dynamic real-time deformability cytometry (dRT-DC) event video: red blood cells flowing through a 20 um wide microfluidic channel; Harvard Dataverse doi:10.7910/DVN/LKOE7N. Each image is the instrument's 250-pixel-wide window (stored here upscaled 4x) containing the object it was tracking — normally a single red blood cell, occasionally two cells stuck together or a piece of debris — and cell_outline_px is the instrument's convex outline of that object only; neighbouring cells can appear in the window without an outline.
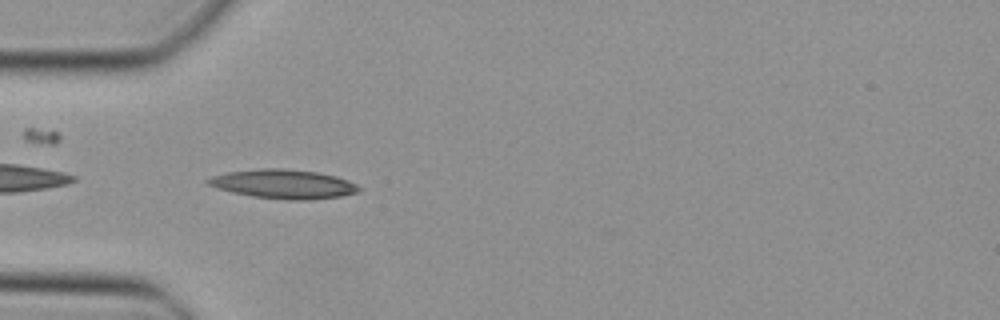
{"species": "Egyptian fruit bat (a non-hibernating species)", "species_latin": "Rousettus aegyptiacus", "temperature_condition": "cold", "stored_images_in_passage": 27, "camera_frame_rate_fps": 3000, "um_per_image_px": 0.085, "animal": {"sex": "female"}, "frame": {"image": 1, "passage_image": 1, "time_ms": 0.0, "image_size_px": [1000, 320], "cell_outline_px": [[360, 192], [340, 196], [304, 200], [288, 200], [252, 196], [232, 192], [216, 188], [208, 184], [204, 180], [212, 176], [228, 172], [260, 168], [284, 168], [320, 172], [336, 176], [348, 180], [356, 184], [360, 188]], "centroid_in_image_um": [24.09, 15.63], "position_along_channel_um": 60.9, "area_um2": 25.66}}
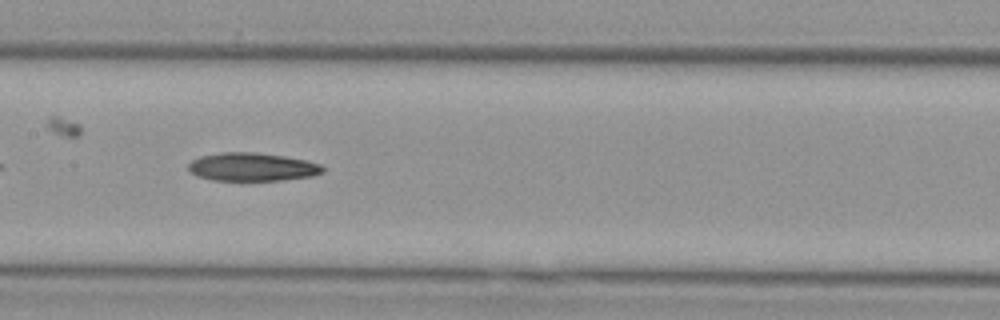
{"frame": {"image": 2, "passage_image": 10, "time_ms": 3.0, "image_size_px": [1000, 320], "cell_outline_px": [[324, 172], [312, 176], [280, 180], [212, 180], [196, 176], [188, 172], [188, 164], [192, 160], [200, 156], [220, 152], [256, 152], [284, 156], [308, 160], [320, 164], [324, 168]], "centroid_in_image_um": [21.41, 14.18], "position_along_channel_um": 186.0, "area_um2": 22.31}}
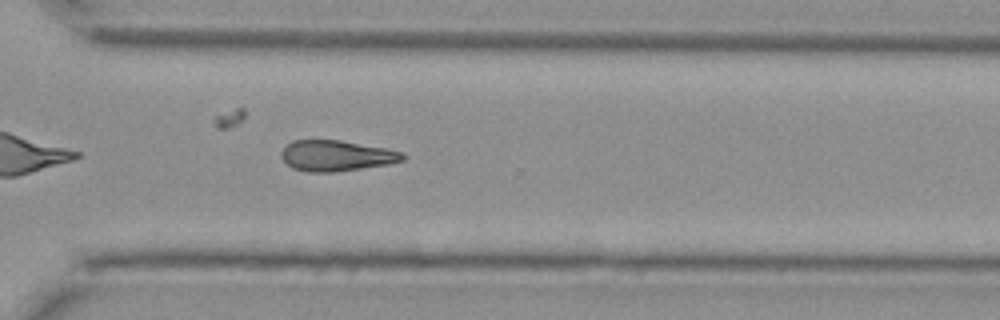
{"frame": {"image": 3, "passage_image": 21, "time_ms": 6.667, "image_size_px": [1000, 320], "cell_outline_px": [[408, 156], [404, 160], [388, 164], [332, 172], [308, 172], [292, 168], [280, 156], [280, 152], [292, 140], [340, 140], [384, 148], [400, 152]], "centroid_in_image_um": [28.57, 13.23], "position_along_channel_um": 342.0, "area_um2": 21.56}}